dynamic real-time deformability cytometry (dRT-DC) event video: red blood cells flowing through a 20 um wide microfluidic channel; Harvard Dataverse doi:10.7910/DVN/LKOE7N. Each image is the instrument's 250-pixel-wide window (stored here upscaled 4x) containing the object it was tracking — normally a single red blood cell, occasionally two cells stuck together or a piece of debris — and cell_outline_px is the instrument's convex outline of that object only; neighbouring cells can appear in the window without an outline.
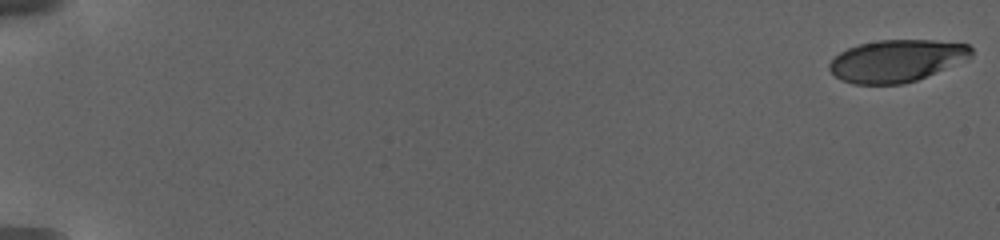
{"species": "human", "species_latin": "Homo sapiens", "temperature_condition": "warm", "stored_images_in_passage": 38, "camera_frame_rate_fps": 3000, "um_per_image_px": 0.085, "donor": {"sex": "female"}, "frame": {"image": 1, "passage_image": 1, "time_ms": 0.0, "image_size_px": [1000, 240], "cell_outline_px": [[972, 56], [916, 80], [904, 84], [852, 84], [836, 76], [828, 68], [828, 64], [840, 52], [848, 48], [860, 44], [880, 40], [932, 40], [968, 44], [972, 48]], "centroid_in_image_um": [76.18, 5.16], "position_along_channel_um": 8.8, "area_um2": 34.33}}
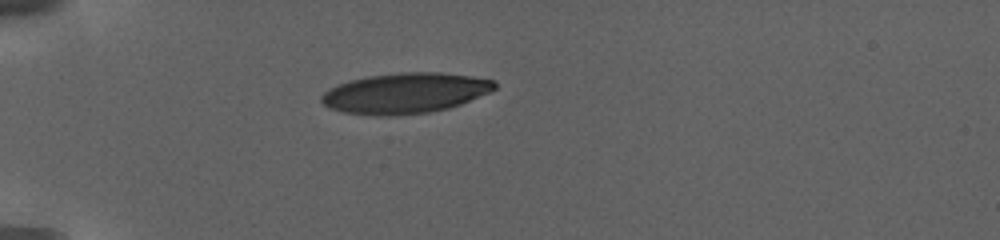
{"frame": {"image": 2, "passage_image": 32, "time_ms": 7.333, "image_size_px": [1000, 240], "cell_outline_px": [[496, 88], [492, 92], [460, 104], [448, 108], [428, 112], [380, 116], [376, 116], [344, 112], [328, 108], [320, 100], [320, 96], [328, 88], [348, 80], [368, 76], [404, 72], [440, 72], [496, 80]], "centroid_in_image_um": [34.42, 7.91], "position_along_channel_um": 50.6, "area_um2": 40.86}}